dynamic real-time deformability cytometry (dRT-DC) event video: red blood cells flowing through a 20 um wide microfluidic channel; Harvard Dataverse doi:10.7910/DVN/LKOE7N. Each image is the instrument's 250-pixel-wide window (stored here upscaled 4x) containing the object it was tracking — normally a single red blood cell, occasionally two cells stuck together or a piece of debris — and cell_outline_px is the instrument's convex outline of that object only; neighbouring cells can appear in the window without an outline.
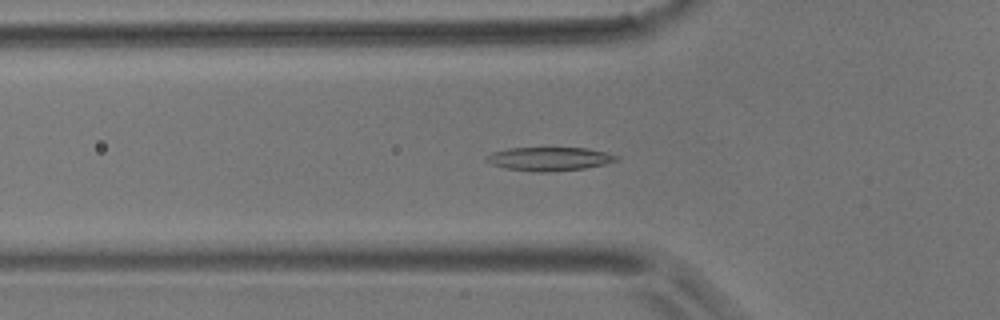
{"species": "common noctule bat (a hibernating species)", "species_latin": "Nyctalus noctula", "temperature_condition": "room temperature", "stored_images_in_passage": 53, "camera_frame_rate_fps": 3000, "um_per_image_px": 0.085, "animal": {"sex": "male", "body_mass_g": 17.9}, "frame": {"image": 1, "passage_image": 17, "time_ms": 5.333, "image_size_px": [1000, 320], "cell_outline_px": [[620, 160], [604, 164], [584, 168], [548, 172], [532, 172], [508, 168], [492, 164], [484, 160], [484, 156], [492, 152], [508, 148], [588, 148], [620, 156]], "centroid_in_image_um": [46.69, 13.5], "position_along_channel_um": 79.1, "area_um2": 17.92}}
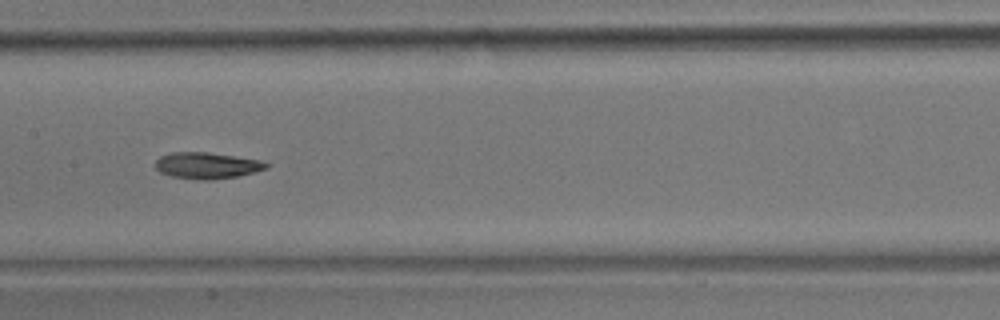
{"frame": {"image": 2, "passage_image": 26, "time_ms": 8.333, "image_size_px": [1000, 320], "cell_outline_px": [[268, 168], [256, 172], [240, 176], [212, 180], [200, 180], [172, 176], [160, 172], [156, 168], [156, 160], [160, 156], [172, 152], [208, 152], [264, 160], [268, 164]], "centroid_in_image_um": [17.64, 14.07], "position_along_channel_um": 189.8, "area_um2": 17.22}}
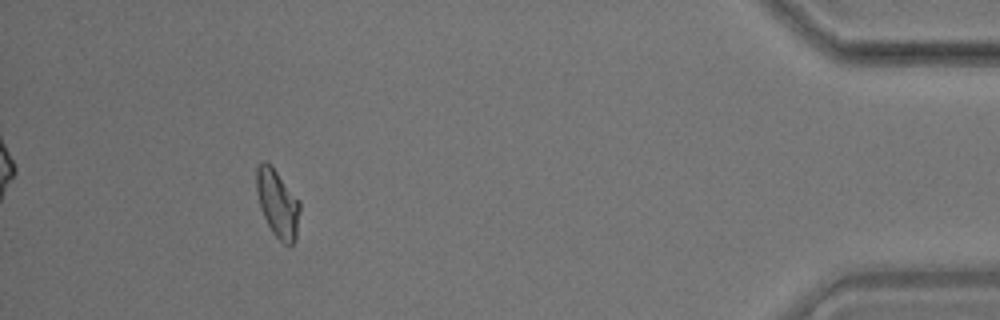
{"frame": {"image": 3, "passage_image": 49, "time_ms": 16.0, "image_size_px": [1000, 320], "cell_outline_px": [[300, 212], [296, 236], [292, 244], [288, 248], [272, 232], [260, 208], [256, 192], [256, 168], [264, 160], [272, 164], [300, 200]], "centroid_in_image_um": [23.6, 17.26], "position_along_channel_um": 411.6, "area_um2": 17.46}, "authors_computed_cell_mechanics": {"area_um2": 17.1088, "velocity_mm_per_s": 3.6588, "shape_relaxation_time_tau1_ms": 6.5912, "shape_relaxation_time_tau2_ms": null, "deformation_change_tau1": 0.1676, "deformation_change_tau2": null}}